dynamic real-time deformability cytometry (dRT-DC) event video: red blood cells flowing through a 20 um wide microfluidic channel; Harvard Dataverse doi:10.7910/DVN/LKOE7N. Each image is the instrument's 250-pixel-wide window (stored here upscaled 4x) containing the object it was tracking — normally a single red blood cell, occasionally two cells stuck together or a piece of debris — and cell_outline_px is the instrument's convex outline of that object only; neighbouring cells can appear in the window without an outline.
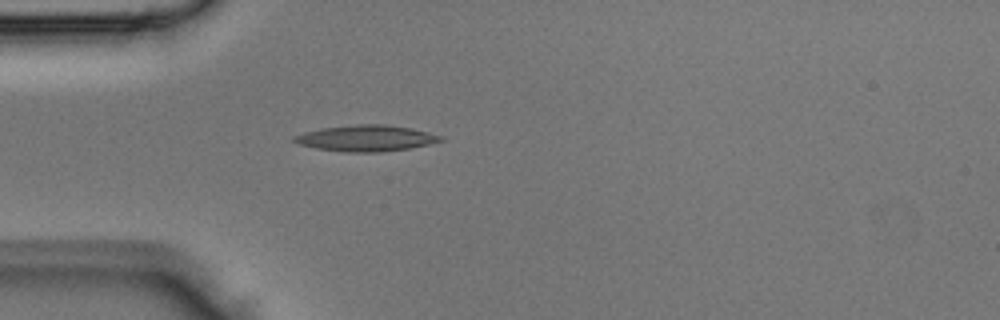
{"species": "Egyptian fruit bat (a non-hibernating species)", "species_latin": "Rousettus aegyptiacus", "temperature_condition": "room temperature", "stored_images_in_passage": 3, "camera_frame_rate_fps": 3000, "um_per_image_px": 0.085, "animal": {"sex": "male"}, "frame": {"image": 1, "passage_image": 3, "time_ms": 0.667, "image_size_px": [1000, 320], "cell_outline_px": [[444, 140], [428, 144], [408, 148], [380, 152], [344, 152], [316, 148], [300, 144], [292, 140], [292, 136], [304, 132], [320, 128], [356, 124], [384, 124], [412, 128], [444, 136]], "centroid_in_image_um": [31.11, 11.74], "position_along_channel_um": 53.9, "area_um2": 22.31}}